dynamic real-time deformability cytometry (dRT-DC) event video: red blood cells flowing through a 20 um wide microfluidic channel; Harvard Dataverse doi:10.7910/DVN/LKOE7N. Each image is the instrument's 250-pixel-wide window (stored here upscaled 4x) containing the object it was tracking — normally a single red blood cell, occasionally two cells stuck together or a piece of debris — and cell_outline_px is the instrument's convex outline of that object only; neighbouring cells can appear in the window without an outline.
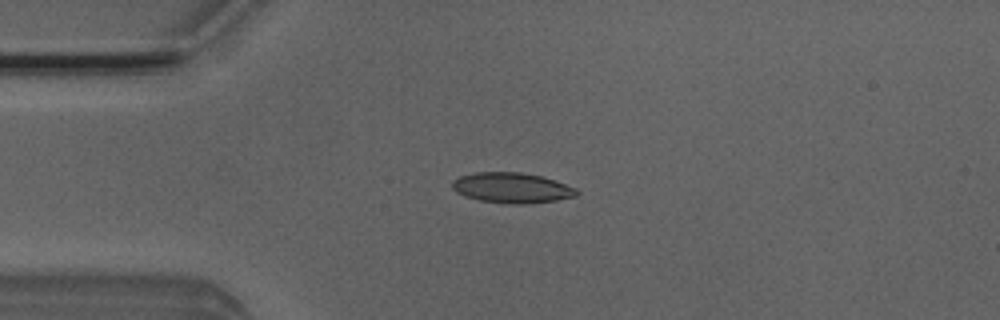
{"species": "Egyptian fruit bat (a non-hibernating species)", "species_latin": "Rousettus aegyptiacus", "temperature_condition": "room temperature", "stored_images_in_passage": 16, "camera_frame_rate_fps": 3000, "um_per_image_px": 0.085, "animal": {"sex": "male"}, "frame": {"image": 1, "passage_image": 4, "time_ms": 1.0, "image_size_px": [1000, 320], "cell_outline_px": [[580, 192], [576, 196], [556, 200], [528, 204], [500, 204], [480, 200], [464, 196], [456, 192], [452, 188], [452, 180], [460, 176], [476, 172], [520, 172], [540, 176], [576, 188]], "centroid_in_image_um": [43.47, 15.98], "position_along_channel_um": 41.5, "area_um2": 22.08}}
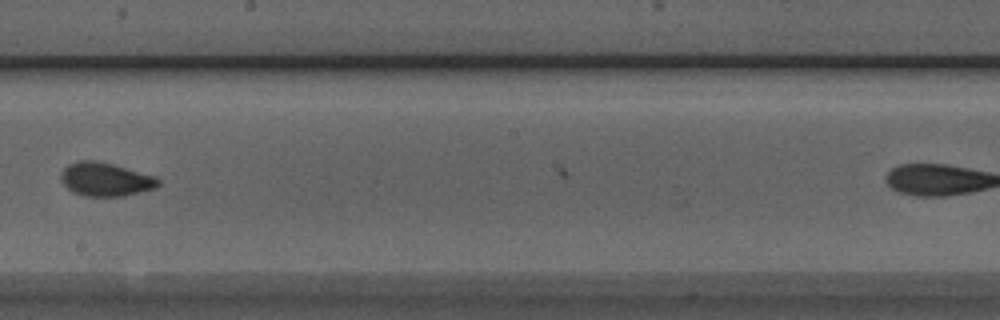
{"frame": {"image": 2, "passage_image": 15, "time_ms": 4.667, "image_size_px": [1000, 320], "cell_outline_px": [[160, 184], [156, 188], [124, 196], [84, 196], [72, 192], [60, 180], [60, 176], [64, 168], [68, 164], [80, 160], [92, 160], [112, 164], [156, 176], [160, 180]], "centroid_in_image_um": [8.97, 15.25], "position_along_channel_um": 239.2, "area_um2": 19.07}}